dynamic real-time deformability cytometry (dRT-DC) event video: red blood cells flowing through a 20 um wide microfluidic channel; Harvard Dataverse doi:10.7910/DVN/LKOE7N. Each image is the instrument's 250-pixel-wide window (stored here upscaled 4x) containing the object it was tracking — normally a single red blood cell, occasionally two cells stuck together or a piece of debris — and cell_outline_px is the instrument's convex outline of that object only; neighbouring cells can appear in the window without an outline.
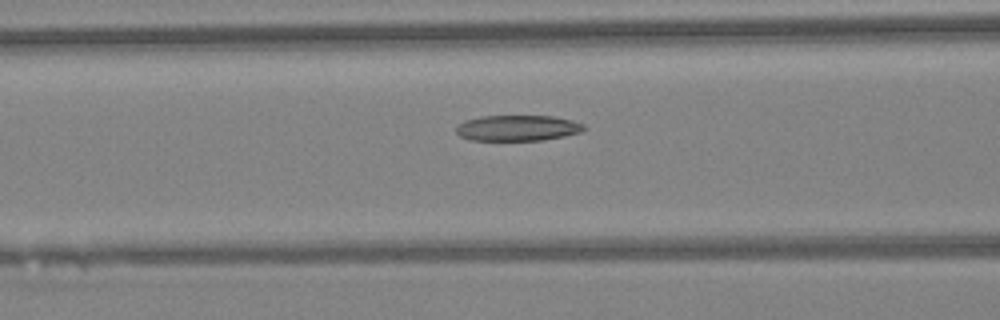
{"species": "Egyptian fruit bat (a non-hibernating species)", "species_latin": "Rousettus aegyptiacus", "temperature_condition": "warm", "stored_images_in_passage": 15, "camera_frame_rate_fps": 3000, "um_per_image_px": 0.085, "animal": {"sex": "female"}, "frame": {"image": 1, "passage_image": 5, "time_ms": 1.333, "image_size_px": [1000, 320], "cell_outline_px": [[588, 128], [580, 132], [564, 136], [544, 140], [472, 140], [460, 136], [456, 132], [456, 128], [464, 120], [480, 116], [552, 116], [572, 120], [584, 124]], "centroid_in_image_um": [44.02, 10.88], "position_along_channel_um": 122.6, "area_um2": 19.19}}
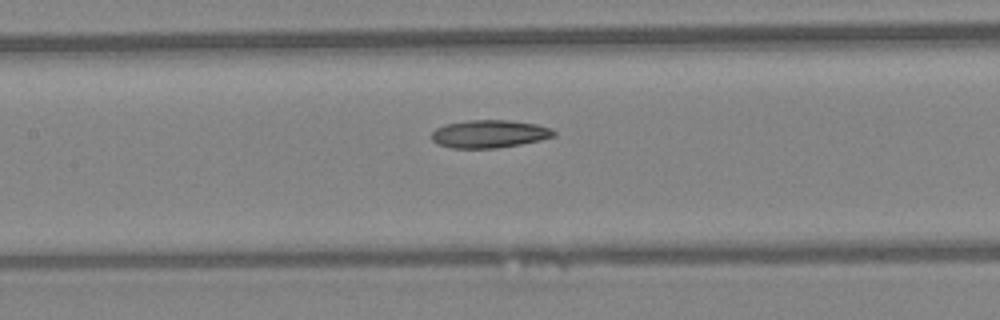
{"frame": {"image": 2, "passage_image": 8, "time_ms": 2.333, "image_size_px": [1000, 320], "cell_outline_px": [[556, 136], [540, 140], [520, 144], [496, 148], [452, 148], [436, 144], [432, 140], [432, 132], [436, 128], [448, 124], [468, 120], [508, 120], [536, 124], [552, 128], [556, 132]], "centroid_in_image_um": [41.61, 11.38], "position_along_channel_um": 165.8, "area_um2": 19.83}}
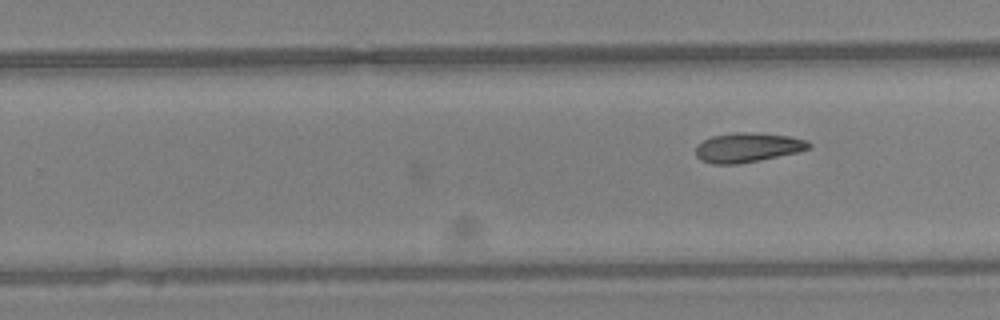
{"frame": {"image": 3, "passage_image": 15, "time_ms": 4.667, "image_size_px": [1000, 320], "cell_outline_px": [[812, 148], [796, 152], [760, 160], [740, 164], [712, 164], [700, 160], [696, 156], [696, 144], [712, 136], [736, 132], [752, 132], [788, 136], [804, 140], [812, 144]], "centroid_in_image_um": [63.51, 12.54], "position_along_channel_um": 266.3, "area_um2": 19.42}}